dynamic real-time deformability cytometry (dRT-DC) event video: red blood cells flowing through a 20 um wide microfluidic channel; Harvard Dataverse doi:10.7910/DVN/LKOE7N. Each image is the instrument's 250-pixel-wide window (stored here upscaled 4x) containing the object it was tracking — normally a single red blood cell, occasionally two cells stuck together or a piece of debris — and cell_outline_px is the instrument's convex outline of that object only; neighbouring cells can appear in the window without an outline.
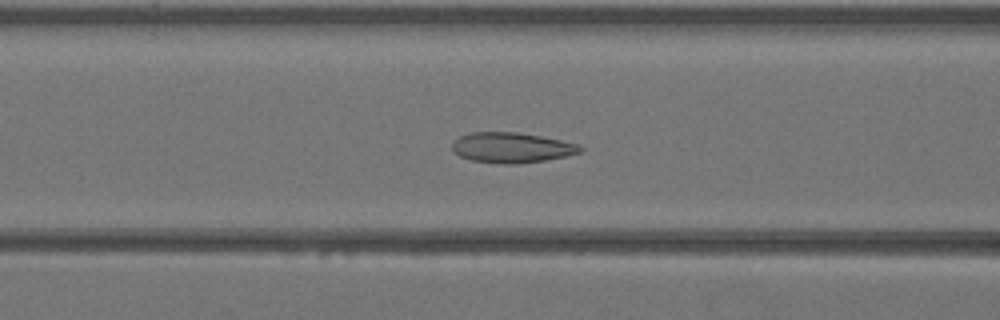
{"species": "Egyptian fruit bat (a non-hibernating species)", "species_latin": "Rousettus aegyptiacus", "temperature_condition": "warm", "stored_images_in_passage": 42, "camera_frame_rate_fps": 3000, "um_per_image_px": 0.085, "animal": {"sex": "female"}, "frame": {"image": 1, "passage_image": 17, "time_ms": 5.333, "image_size_px": [1000, 320], "cell_outline_px": [[584, 148], [580, 152], [564, 156], [544, 160], [516, 164], [504, 164], [472, 160], [460, 156], [452, 152], [452, 144], [460, 136], [472, 132], [516, 132], [540, 136], [560, 140], [576, 144]], "centroid_in_image_um": [43.45, 12.55], "position_along_channel_um": 123.1, "area_um2": 22.31}}
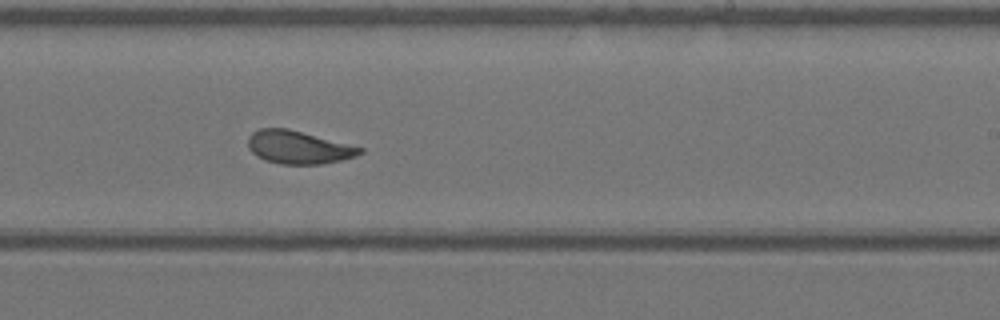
{"frame": {"image": 2, "passage_image": 26, "time_ms": 8.333, "image_size_px": [1000, 320], "cell_outline_px": [[364, 152], [356, 156], [340, 160], [320, 164], [280, 164], [264, 160], [256, 156], [248, 148], [248, 136], [252, 132], [260, 128], [288, 128], [364, 148]], "centroid_in_image_um": [25.34, 12.52], "position_along_channel_um": 263.7, "area_um2": 21.56}}
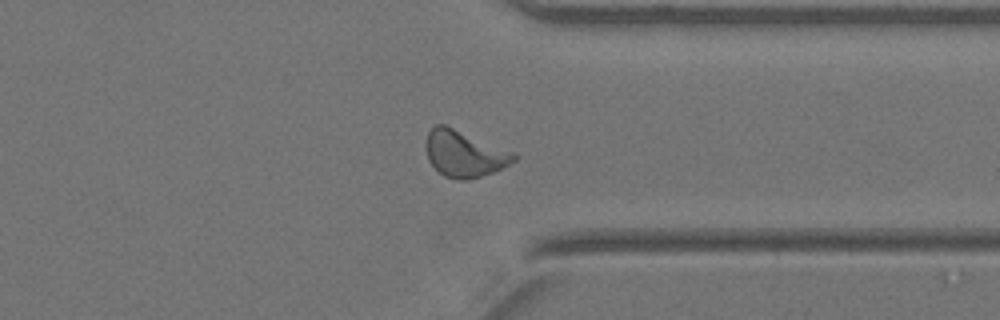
{"frame": {"image": 3, "passage_image": 33, "time_ms": 10.667, "image_size_px": [1000, 320], "cell_outline_px": [[520, 156], [516, 160], [492, 172], [468, 180], [460, 180], [444, 176], [428, 160], [428, 132], [436, 124], [444, 124], [512, 152]], "centroid_in_image_um": [39.48, 13.08], "position_along_channel_um": 371.9, "area_um2": 23.0}}